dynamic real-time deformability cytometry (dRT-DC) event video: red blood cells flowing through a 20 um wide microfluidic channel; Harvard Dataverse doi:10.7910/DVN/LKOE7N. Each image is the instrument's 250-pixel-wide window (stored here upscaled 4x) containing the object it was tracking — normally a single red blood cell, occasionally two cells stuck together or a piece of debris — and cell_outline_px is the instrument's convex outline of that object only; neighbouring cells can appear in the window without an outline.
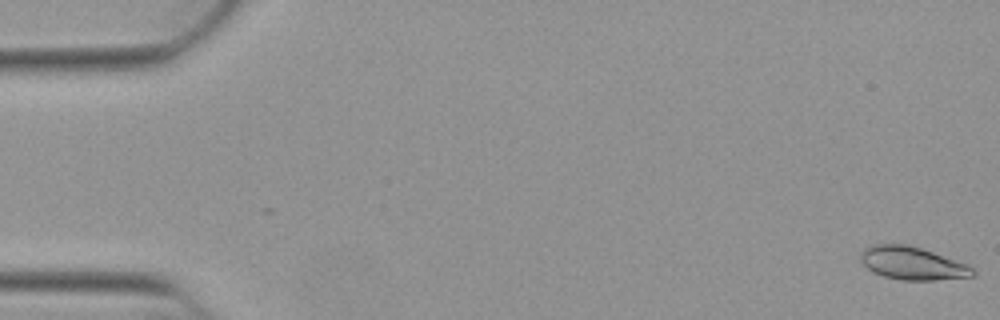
{"species": "Egyptian fruit bat (a non-hibernating species)", "species_latin": "Rousettus aegyptiacus", "temperature_condition": "warm", "stored_images_in_passage": 52, "camera_frame_rate_fps": 3000, "um_per_image_px": 0.085, "animal": {"sex": "female"}, "frame": {"image": 1, "passage_image": 1, "time_ms": 0.0, "image_size_px": [1000, 320], "cell_outline_px": [[976, 276], [932, 280], [900, 280], [884, 276], [872, 272], [860, 260], [860, 252], [864, 248], [872, 244], [908, 244], [968, 264], [976, 272]], "centroid_in_image_um": [77.54, 22.38], "position_along_channel_um": 7.5, "area_um2": 21.56}}
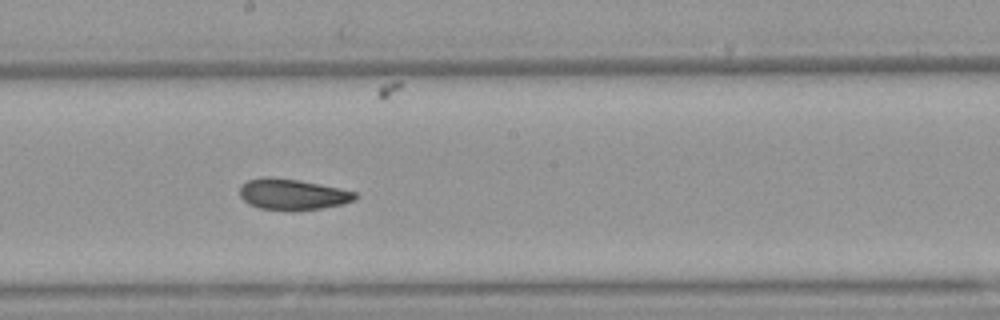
{"frame": {"image": 2, "passage_image": 29, "time_ms": 9.333, "image_size_px": [1000, 320], "cell_outline_px": [[360, 196], [344, 204], [320, 208], [260, 208], [248, 204], [240, 196], [240, 184], [248, 180], [268, 176], [296, 180], [340, 188], [356, 192]], "centroid_in_image_um": [24.85, 16.48], "position_along_channel_um": 223.3, "area_um2": 20.11}}
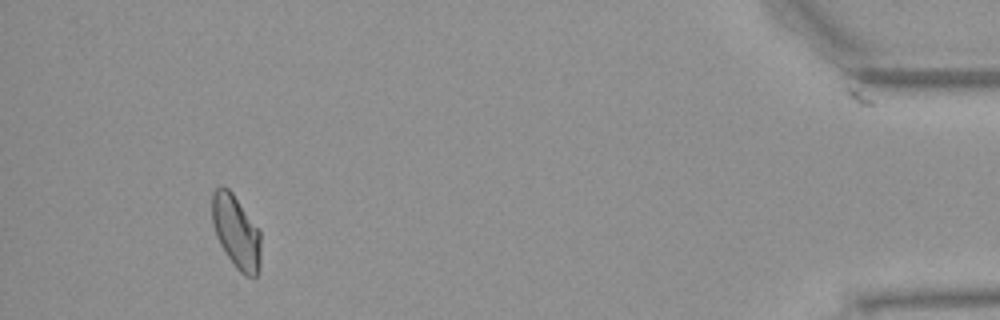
{"frame": {"image": 3, "passage_image": 49, "time_ms": 16.0, "image_size_px": [1000, 320], "cell_outline_px": [[260, 268], [256, 276], [244, 276], [236, 268], [220, 244], [216, 236], [212, 224], [212, 192], [220, 184], [228, 188], [232, 192], [260, 232]], "centroid_in_image_um": [20.05, 19.7], "position_along_channel_um": 415.1, "area_um2": 20.69}, "authors_computed_cell_mechanics": {"area_um2": 21.1837, "velocity_mm_per_s": 3.9116, "shape_relaxation_time_tau1_ms": 10.2418, "shape_relaxation_time_tau2_ms": 2.9061, "deformation_change_tau1": 0.2071, "deformation_change_tau2": 0.0736}}